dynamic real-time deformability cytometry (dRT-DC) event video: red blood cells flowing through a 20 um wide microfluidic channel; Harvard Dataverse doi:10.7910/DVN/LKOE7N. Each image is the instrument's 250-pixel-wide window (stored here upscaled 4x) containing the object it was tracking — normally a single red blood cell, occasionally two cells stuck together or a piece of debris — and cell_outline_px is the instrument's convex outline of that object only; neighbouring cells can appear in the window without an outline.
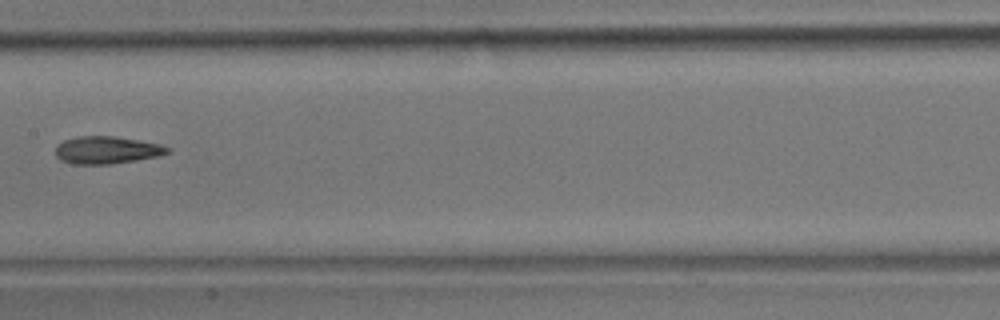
{"species": "common noctule bat (a hibernating species)", "species_latin": "Nyctalus noctula", "temperature_condition": "room temperature", "stored_images_in_passage": 10, "camera_frame_rate_fps": 3000, "um_per_image_px": 0.085, "animal": {"sex": "male", "body_mass_g": 17.9}, "frame": {"image": 1, "passage_image": 7, "time_ms": 7.0, "image_size_px": [1000, 320], "cell_outline_px": [[172, 148], [168, 152], [160, 156], [136, 160], [108, 164], [72, 164], [60, 160], [56, 156], [56, 148], [64, 140], [76, 136], [112, 136], [160, 144]], "centroid_in_image_um": [9.07, 12.76], "position_along_channel_um": 198.3, "area_um2": 17.8}}